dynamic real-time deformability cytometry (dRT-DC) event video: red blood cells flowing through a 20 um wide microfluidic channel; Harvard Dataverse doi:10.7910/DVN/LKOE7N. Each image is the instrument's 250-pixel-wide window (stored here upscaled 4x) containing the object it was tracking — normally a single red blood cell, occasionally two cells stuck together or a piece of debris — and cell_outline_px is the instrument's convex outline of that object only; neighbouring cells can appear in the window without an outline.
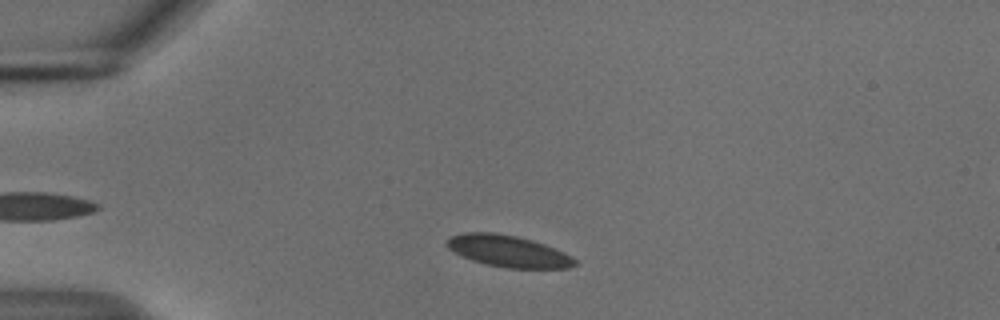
{"species": "common noctule bat (a hibernating species)", "species_latin": "Nyctalus noctula", "temperature_condition": "cold", "stored_images_in_passage": 36, "camera_frame_rate_fps": 3000, "um_per_image_px": 0.085, "animal": {"sex": "male", "body_mass_g": 18.8}, "frame": {"image": 1, "passage_image": 4, "time_ms": 1.0, "image_size_px": [1000, 320], "cell_outline_px": [[576, 264], [568, 268], [504, 268], [472, 260], [448, 248], [444, 244], [452, 236], [464, 232], [492, 232], [516, 236], [532, 240], [544, 244], [564, 252], [572, 256], [576, 260]], "centroid_in_image_um": [43.21, 21.34], "position_along_channel_um": 41.8, "area_um2": 23.35}}
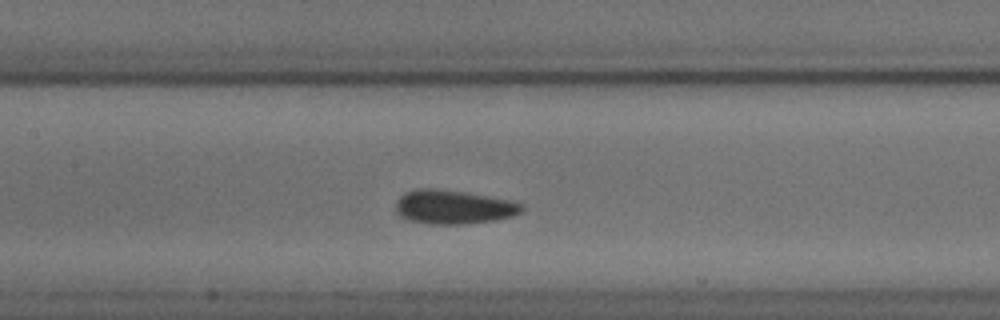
{"frame": {"image": 2, "passage_image": 17, "time_ms": 5.333, "image_size_px": [1000, 320], "cell_outline_px": [[524, 208], [520, 212], [512, 216], [492, 220], [468, 224], [428, 224], [412, 220], [400, 216], [396, 212], [396, 200], [404, 192], [416, 188], [440, 188], [468, 192], [508, 200], [524, 204]], "centroid_in_image_um": [38.51, 17.58], "position_along_channel_um": 168.9, "area_um2": 25.09}}
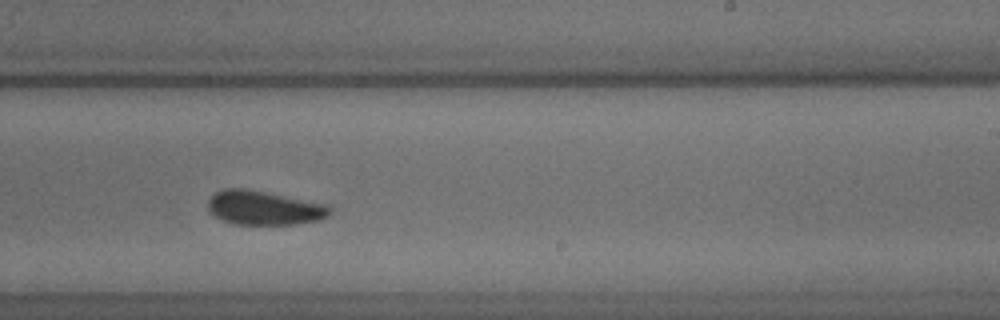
{"frame": {"image": 3, "passage_image": 25, "time_ms": 8.0, "image_size_px": [1000, 320], "cell_outline_px": [[332, 208], [328, 216], [320, 220], [296, 224], [236, 224], [212, 216], [208, 212], [208, 200], [216, 192], [224, 188], [244, 188], [328, 204]], "centroid_in_image_um": [22.44, 17.67], "position_along_channel_um": 266.6, "area_um2": 24.28}, "authors_computed_cell_mechanics": {"area_um2": 23.7847, "velocity_mm_per_s": 3.6795, "shape_relaxation_time_tau1_ms": 1.7957, "shape_relaxation_time_tau2_ms": 1.1008, "deformation_change_tau1": 0.0651, "deformation_change_tau2": 0.056}}